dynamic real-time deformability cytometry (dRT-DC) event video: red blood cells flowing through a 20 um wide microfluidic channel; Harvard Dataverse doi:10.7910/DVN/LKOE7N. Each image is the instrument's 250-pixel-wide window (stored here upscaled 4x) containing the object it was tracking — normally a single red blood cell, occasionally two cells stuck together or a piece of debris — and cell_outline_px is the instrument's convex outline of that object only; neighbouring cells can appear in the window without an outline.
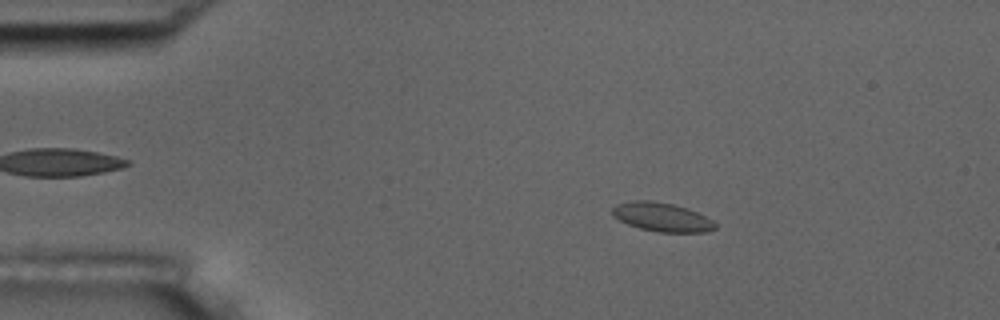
{"species": "common noctule bat (a hibernating species)", "species_latin": "Nyctalus noctula", "temperature_condition": "room temperature", "stored_images_in_passage": 56, "camera_frame_rate_fps": 3000, "um_per_image_px": 0.085, "animal": {"sex": "male", "body_mass_g": 17.5, "forearm_length_mm": 52.3}, "frame": {"image": 1, "passage_image": 10, "time_ms": 3.0, "image_size_px": [1000, 320], "cell_outline_px": [[716, 228], [708, 232], [656, 232], [640, 228], [628, 224], [612, 216], [612, 208], [616, 204], [632, 200], [648, 200], [672, 204], [696, 212], [712, 220], [716, 224]], "centroid_in_image_um": [56.23, 18.46], "position_along_channel_um": 28.8, "area_um2": 17.17}}
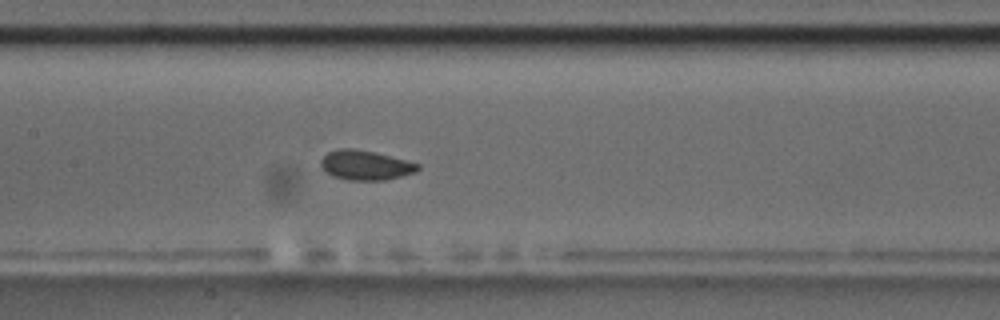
{"frame": {"image": 2, "passage_image": 27, "time_ms": 8.667, "image_size_px": [1000, 320], "cell_outline_px": [[420, 168], [416, 172], [384, 180], [348, 180], [332, 176], [324, 172], [320, 164], [320, 160], [328, 152], [336, 148], [352, 148], [376, 152], [408, 160], [420, 164]], "centroid_in_image_um": [31.05, 14.03], "position_along_channel_um": 176.4, "area_um2": 16.99}}
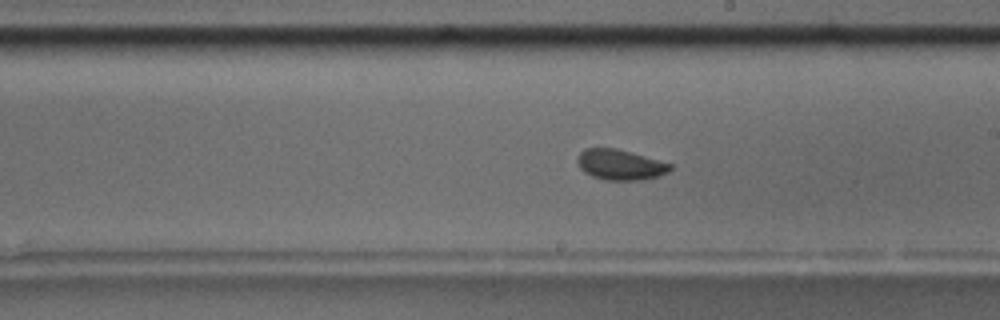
{"frame": {"image": 3, "passage_image": 32, "time_ms": 10.333, "image_size_px": [1000, 320], "cell_outline_px": [[672, 168], [668, 172], [660, 176], [640, 180], [608, 180], [592, 176], [584, 172], [580, 168], [576, 160], [576, 156], [584, 148], [616, 148], [672, 164]], "centroid_in_image_um": [52.69, 14.0], "position_along_channel_um": 236.3, "area_um2": 16.47}, "authors_computed_cell_mechanics": {"area_um2": 16.9065, "velocity_mm_per_s": 3.6202, "shape_relaxation_time_tau1_ms": 3.9183, "shape_relaxation_time_tau2_ms": null, "deformation_change_tau1": 0.0776, "deformation_change_tau2": null}}